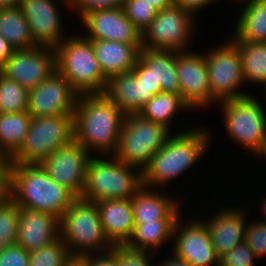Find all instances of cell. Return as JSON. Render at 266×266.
<instances>
[{
	"label": "cell",
	"mask_w": 266,
	"mask_h": 266,
	"mask_svg": "<svg viewBox=\"0 0 266 266\" xmlns=\"http://www.w3.org/2000/svg\"><path fill=\"white\" fill-rule=\"evenodd\" d=\"M194 127L171 133L165 145L156 152L142 171L143 186L163 189L172 180L189 172L196 162L208 154L214 135L205 126Z\"/></svg>",
	"instance_id": "obj_2"
},
{
	"label": "cell",
	"mask_w": 266,
	"mask_h": 266,
	"mask_svg": "<svg viewBox=\"0 0 266 266\" xmlns=\"http://www.w3.org/2000/svg\"><path fill=\"white\" fill-rule=\"evenodd\" d=\"M191 112L192 109L184 102L180 95L168 92H160L154 95L138 112L142 117L152 122L161 124L170 131L172 120L178 112Z\"/></svg>",
	"instance_id": "obj_29"
},
{
	"label": "cell",
	"mask_w": 266,
	"mask_h": 266,
	"mask_svg": "<svg viewBox=\"0 0 266 266\" xmlns=\"http://www.w3.org/2000/svg\"><path fill=\"white\" fill-rule=\"evenodd\" d=\"M0 35L14 50L30 49L36 45L30 32L28 22L19 6L0 8Z\"/></svg>",
	"instance_id": "obj_30"
},
{
	"label": "cell",
	"mask_w": 266,
	"mask_h": 266,
	"mask_svg": "<svg viewBox=\"0 0 266 266\" xmlns=\"http://www.w3.org/2000/svg\"><path fill=\"white\" fill-rule=\"evenodd\" d=\"M111 251L117 257L118 266H153L155 254L149 251L130 249L126 245L113 246Z\"/></svg>",
	"instance_id": "obj_37"
},
{
	"label": "cell",
	"mask_w": 266,
	"mask_h": 266,
	"mask_svg": "<svg viewBox=\"0 0 266 266\" xmlns=\"http://www.w3.org/2000/svg\"><path fill=\"white\" fill-rule=\"evenodd\" d=\"M221 206L218 207L219 209L216 208L217 212L213 210L214 214H208L211 215L208 218L204 217L206 219L198 217L206 224L219 258L245 242V226L248 216V211L242 206Z\"/></svg>",
	"instance_id": "obj_20"
},
{
	"label": "cell",
	"mask_w": 266,
	"mask_h": 266,
	"mask_svg": "<svg viewBox=\"0 0 266 266\" xmlns=\"http://www.w3.org/2000/svg\"><path fill=\"white\" fill-rule=\"evenodd\" d=\"M88 40L141 43V33L127 18L123 7L93 10L80 18ZM87 33V34H86Z\"/></svg>",
	"instance_id": "obj_19"
},
{
	"label": "cell",
	"mask_w": 266,
	"mask_h": 266,
	"mask_svg": "<svg viewBox=\"0 0 266 266\" xmlns=\"http://www.w3.org/2000/svg\"><path fill=\"white\" fill-rule=\"evenodd\" d=\"M259 101L248 95L216 104L223 115L227 136L251 156L261 148L266 137V112Z\"/></svg>",
	"instance_id": "obj_8"
},
{
	"label": "cell",
	"mask_w": 266,
	"mask_h": 266,
	"mask_svg": "<svg viewBox=\"0 0 266 266\" xmlns=\"http://www.w3.org/2000/svg\"><path fill=\"white\" fill-rule=\"evenodd\" d=\"M60 238L73 256L103 253L113 245L106 237L95 202L77 197L59 219Z\"/></svg>",
	"instance_id": "obj_6"
},
{
	"label": "cell",
	"mask_w": 266,
	"mask_h": 266,
	"mask_svg": "<svg viewBox=\"0 0 266 266\" xmlns=\"http://www.w3.org/2000/svg\"><path fill=\"white\" fill-rule=\"evenodd\" d=\"M173 132L138 113L127 114L114 156L142 172Z\"/></svg>",
	"instance_id": "obj_9"
},
{
	"label": "cell",
	"mask_w": 266,
	"mask_h": 266,
	"mask_svg": "<svg viewBox=\"0 0 266 266\" xmlns=\"http://www.w3.org/2000/svg\"><path fill=\"white\" fill-rule=\"evenodd\" d=\"M20 220L16 243L29 253L60 237L59 219L53 214L19 207Z\"/></svg>",
	"instance_id": "obj_21"
},
{
	"label": "cell",
	"mask_w": 266,
	"mask_h": 266,
	"mask_svg": "<svg viewBox=\"0 0 266 266\" xmlns=\"http://www.w3.org/2000/svg\"><path fill=\"white\" fill-rule=\"evenodd\" d=\"M18 6L28 22L36 46L55 49L67 37L60 9L64 10L66 6L70 12L69 0H20Z\"/></svg>",
	"instance_id": "obj_13"
},
{
	"label": "cell",
	"mask_w": 266,
	"mask_h": 266,
	"mask_svg": "<svg viewBox=\"0 0 266 266\" xmlns=\"http://www.w3.org/2000/svg\"><path fill=\"white\" fill-rule=\"evenodd\" d=\"M31 118L28 111L0 113V162L6 163L19 150Z\"/></svg>",
	"instance_id": "obj_27"
},
{
	"label": "cell",
	"mask_w": 266,
	"mask_h": 266,
	"mask_svg": "<svg viewBox=\"0 0 266 266\" xmlns=\"http://www.w3.org/2000/svg\"><path fill=\"white\" fill-rule=\"evenodd\" d=\"M13 51L14 48L10 43L0 35V68L4 65Z\"/></svg>",
	"instance_id": "obj_44"
},
{
	"label": "cell",
	"mask_w": 266,
	"mask_h": 266,
	"mask_svg": "<svg viewBox=\"0 0 266 266\" xmlns=\"http://www.w3.org/2000/svg\"><path fill=\"white\" fill-rule=\"evenodd\" d=\"M241 53L246 85L266 86V42L234 41Z\"/></svg>",
	"instance_id": "obj_31"
},
{
	"label": "cell",
	"mask_w": 266,
	"mask_h": 266,
	"mask_svg": "<svg viewBox=\"0 0 266 266\" xmlns=\"http://www.w3.org/2000/svg\"><path fill=\"white\" fill-rule=\"evenodd\" d=\"M104 94L125 115L138 113L153 97L146 96V88L132 71L110 77Z\"/></svg>",
	"instance_id": "obj_25"
},
{
	"label": "cell",
	"mask_w": 266,
	"mask_h": 266,
	"mask_svg": "<svg viewBox=\"0 0 266 266\" xmlns=\"http://www.w3.org/2000/svg\"><path fill=\"white\" fill-rule=\"evenodd\" d=\"M71 253L59 237L50 244L30 252L29 266H63Z\"/></svg>",
	"instance_id": "obj_34"
},
{
	"label": "cell",
	"mask_w": 266,
	"mask_h": 266,
	"mask_svg": "<svg viewBox=\"0 0 266 266\" xmlns=\"http://www.w3.org/2000/svg\"><path fill=\"white\" fill-rule=\"evenodd\" d=\"M7 195L22 208L53 214L58 219L77 198L52 180L41 164H6Z\"/></svg>",
	"instance_id": "obj_3"
},
{
	"label": "cell",
	"mask_w": 266,
	"mask_h": 266,
	"mask_svg": "<svg viewBox=\"0 0 266 266\" xmlns=\"http://www.w3.org/2000/svg\"><path fill=\"white\" fill-rule=\"evenodd\" d=\"M254 155L257 156L258 159L261 158L264 160V158H265V160H266V137H265V139L261 145V148Z\"/></svg>",
	"instance_id": "obj_49"
},
{
	"label": "cell",
	"mask_w": 266,
	"mask_h": 266,
	"mask_svg": "<svg viewBox=\"0 0 266 266\" xmlns=\"http://www.w3.org/2000/svg\"><path fill=\"white\" fill-rule=\"evenodd\" d=\"M19 220V206L6 195L0 201V251L16 243Z\"/></svg>",
	"instance_id": "obj_33"
},
{
	"label": "cell",
	"mask_w": 266,
	"mask_h": 266,
	"mask_svg": "<svg viewBox=\"0 0 266 266\" xmlns=\"http://www.w3.org/2000/svg\"><path fill=\"white\" fill-rule=\"evenodd\" d=\"M69 34L55 48L56 70L79 94L104 93L108 78L94 54L91 40Z\"/></svg>",
	"instance_id": "obj_5"
},
{
	"label": "cell",
	"mask_w": 266,
	"mask_h": 266,
	"mask_svg": "<svg viewBox=\"0 0 266 266\" xmlns=\"http://www.w3.org/2000/svg\"><path fill=\"white\" fill-rule=\"evenodd\" d=\"M124 118L125 114L104 93L79 94L74 139L93 156L114 155Z\"/></svg>",
	"instance_id": "obj_1"
},
{
	"label": "cell",
	"mask_w": 266,
	"mask_h": 266,
	"mask_svg": "<svg viewBox=\"0 0 266 266\" xmlns=\"http://www.w3.org/2000/svg\"><path fill=\"white\" fill-rule=\"evenodd\" d=\"M265 196H263L265 199H262L263 200L261 202L262 204L260 206H258L260 208L261 217H262V219L264 218V220H266V197Z\"/></svg>",
	"instance_id": "obj_50"
},
{
	"label": "cell",
	"mask_w": 266,
	"mask_h": 266,
	"mask_svg": "<svg viewBox=\"0 0 266 266\" xmlns=\"http://www.w3.org/2000/svg\"><path fill=\"white\" fill-rule=\"evenodd\" d=\"M122 7L127 18L141 34L157 15V10L145 0H125Z\"/></svg>",
	"instance_id": "obj_35"
},
{
	"label": "cell",
	"mask_w": 266,
	"mask_h": 266,
	"mask_svg": "<svg viewBox=\"0 0 266 266\" xmlns=\"http://www.w3.org/2000/svg\"><path fill=\"white\" fill-rule=\"evenodd\" d=\"M142 186V172L138 168L128 166L114 155H94L87 164L82 198L95 203L131 199Z\"/></svg>",
	"instance_id": "obj_4"
},
{
	"label": "cell",
	"mask_w": 266,
	"mask_h": 266,
	"mask_svg": "<svg viewBox=\"0 0 266 266\" xmlns=\"http://www.w3.org/2000/svg\"><path fill=\"white\" fill-rule=\"evenodd\" d=\"M28 109V90L0 73V113H19Z\"/></svg>",
	"instance_id": "obj_32"
},
{
	"label": "cell",
	"mask_w": 266,
	"mask_h": 266,
	"mask_svg": "<svg viewBox=\"0 0 266 266\" xmlns=\"http://www.w3.org/2000/svg\"><path fill=\"white\" fill-rule=\"evenodd\" d=\"M169 256H164V259H160L159 263L155 266H191L186 260L174 255L172 252H169ZM168 257V258H166Z\"/></svg>",
	"instance_id": "obj_43"
},
{
	"label": "cell",
	"mask_w": 266,
	"mask_h": 266,
	"mask_svg": "<svg viewBox=\"0 0 266 266\" xmlns=\"http://www.w3.org/2000/svg\"><path fill=\"white\" fill-rule=\"evenodd\" d=\"M241 14V15H240ZM233 41L266 42V0H251L240 9Z\"/></svg>",
	"instance_id": "obj_26"
},
{
	"label": "cell",
	"mask_w": 266,
	"mask_h": 266,
	"mask_svg": "<svg viewBox=\"0 0 266 266\" xmlns=\"http://www.w3.org/2000/svg\"><path fill=\"white\" fill-rule=\"evenodd\" d=\"M175 223L176 220H158L135 224L133 235L126 246L134 250L155 253L166 242L171 245L172 241L170 240H172Z\"/></svg>",
	"instance_id": "obj_28"
},
{
	"label": "cell",
	"mask_w": 266,
	"mask_h": 266,
	"mask_svg": "<svg viewBox=\"0 0 266 266\" xmlns=\"http://www.w3.org/2000/svg\"><path fill=\"white\" fill-rule=\"evenodd\" d=\"M225 41L223 44L220 43L218 46L210 48L211 50L208 49V52H204L211 99L216 104L250 95L247 91L241 90L242 86L246 85L241 53L230 37Z\"/></svg>",
	"instance_id": "obj_11"
},
{
	"label": "cell",
	"mask_w": 266,
	"mask_h": 266,
	"mask_svg": "<svg viewBox=\"0 0 266 266\" xmlns=\"http://www.w3.org/2000/svg\"><path fill=\"white\" fill-rule=\"evenodd\" d=\"M104 233L113 246L126 245L135 223L131 199H109L96 203Z\"/></svg>",
	"instance_id": "obj_23"
},
{
	"label": "cell",
	"mask_w": 266,
	"mask_h": 266,
	"mask_svg": "<svg viewBox=\"0 0 266 266\" xmlns=\"http://www.w3.org/2000/svg\"><path fill=\"white\" fill-rule=\"evenodd\" d=\"M150 3L157 11L167 8L173 4V0H145Z\"/></svg>",
	"instance_id": "obj_47"
},
{
	"label": "cell",
	"mask_w": 266,
	"mask_h": 266,
	"mask_svg": "<svg viewBox=\"0 0 266 266\" xmlns=\"http://www.w3.org/2000/svg\"><path fill=\"white\" fill-rule=\"evenodd\" d=\"M54 71L55 49L43 46L14 50L0 68L1 74L15 80L28 91L37 87Z\"/></svg>",
	"instance_id": "obj_16"
},
{
	"label": "cell",
	"mask_w": 266,
	"mask_h": 266,
	"mask_svg": "<svg viewBox=\"0 0 266 266\" xmlns=\"http://www.w3.org/2000/svg\"><path fill=\"white\" fill-rule=\"evenodd\" d=\"M92 155L73 139L48 156L41 166L49 177L76 197L83 196L87 164Z\"/></svg>",
	"instance_id": "obj_18"
},
{
	"label": "cell",
	"mask_w": 266,
	"mask_h": 266,
	"mask_svg": "<svg viewBox=\"0 0 266 266\" xmlns=\"http://www.w3.org/2000/svg\"><path fill=\"white\" fill-rule=\"evenodd\" d=\"M263 90V92H265V94H264V97H266V86L264 87V89H262ZM266 101V100H265Z\"/></svg>",
	"instance_id": "obj_52"
},
{
	"label": "cell",
	"mask_w": 266,
	"mask_h": 266,
	"mask_svg": "<svg viewBox=\"0 0 266 266\" xmlns=\"http://www.w3.org/2000/svg\"><path fill=\"white\" fill-rule=\"evenodd\" d=\"M20 0H0V8L15 7L19 5Z\"/></svg>",
	"instance_id": "obj_48"
},
{
	"label": "cell",
	"mask_w": 266,
	"mask_h": 266,
	"mask_svg": "<svg viewBox=\"0 0 266 266\" xmlns=\"http://www.w3.org/2000/svg\"><path fill=\"white\" fill-rule=\"evenodd\" d=\"M91 42L100 68L108 79L116 74L131 72L141 49V43L109 40H91Z\"/></svg>",
	"instance_id": "obj_24"
},
{
	"label": "cell",
	"mask_w": 266,
	"mask_h": 266,
	"mask_svg": "<svg viewBox=\"0 0 266 266\" xmlns=\"http://www.w3.org/2000/svg\"><path fill=\"white\" fill-rule=\"evenodd\" d=\"M74 139V115L32 117L19 150L6 164H41Z\"/></svg>",
	"instance_id": "obj_7"
},
{
	"label": "cell",
	"mask_w": 266,
	"mask_h": 266,
	"mask_svg": "<svg viewBox=\"0 0 266 266\" xmlns=\"http://www.w3.org/2000/svg\"><path fill=\"white\" fill-rule=\"evenodd\" d=\"M88 266H118L117 257L109 250L103 253L86 255Z\"/></svg>",
	"instance_id": "obj_41"
},
{
	"label": "cell",
	"mask_w": 266,
	"mask_h": 266,
	"mask_svg": "<svg viewBox=\"0 0 266 266\" xmlns=\"http://www.w3.org/2000/svg\"><path fill=\"white\" fill-rule=\"evenodd\" d=\"M63 266H88L87 257L71 255Z\"/></svg>",
	"instance_id": "obj_46"
},
{
	"label": "cell",
	"mask_w": 266,
	"mask_h": 266,
	"mask_svg": "<svg viewBox=\"0 0 266 266\" xmlns=\"http://www.w3.org/2000/svg\"><path fill=\"white\" fill-rule=\"evenodd\" d=\"M159 191L156 188L142 186L131 198L135 224L177 220L184 213L181 209L182 202L179 203L180 199L177 200L176 197L165 193L166 191L163 193L162 189Z\"/></svg>",
	"instance_id": "obj_22"
},
{
	"label": "cell",
	"mask_w": 266,
	"mask_h": 266,
	"mask_svg": "<svg viewBox=\"0 0 266 266\" xmlns=\"http://www.w3.org/2000/svg\"><path fill=\"white\" fill-rule=\"evenodd\" d=\"M245 242L257 258L266 256V220L251 218L246 221Z\"/></svg>",
	"instance_id": "obj_36"
},
{
	"label": "cell",
	"mask_w": 266,
	"mask_h": 266,
	"mask_svg": "<svg viewBox=\"0 0 266 266\" xmlns=\"http://www.w3.org/2000/svg\"><path fill=\"white\" fill-rule=\"evenodd\" d=\"M79 93L56 70L28 91V113L32 117L74 115Z\"/></svg>",
	"instance_id": "obj_17"
},
{
	"label": "cell",
	"mask_w": 266,
	"mask_h": 266,
	"mask_svg": "<svg viewBox=\"0 0 266 266\" xmlns=\"http://www.w3.org/2000/svg\"><path fill=\"white\" fill-rule=\"evenodd\" d=\"M217 1L218 0H173V3L182 8L188 9L196 15L200 10H203L206 7L208 8V6Z\"/></svg>",
	"instance_id": "obj_42"
},
{
	"label": "cell",
	"mask_w": 266,
	"mask_h": 266,
	"mask_svg": "<svg viewBox=\"0 0 266 266\" xmlns=\"http://www.w3.org/2000/svg\"><path fill=\"white\" fill-rule=\"evenodd\" d=\"M258 259L246 242H243L221 256L219 266H256L254 262Z\"/></svg>",
	"instance_id": "obj_38"
},
{
	"label": "cell",
	"mask_w": 266,
	"mask_h": 266,
	"mask_svg": "<svg viewBox=\"0 0 266 266\" xmlns=\"http://www.w3.org/2000/svg\"><path fill=\"white\" fill-rule=\"evenodd\" d=\"M182 215L173 228L171 252L191 266H219V257L206 224L198 217L185 222Z\"/></svg>",
	"instance_id": "obj_12"
},
{
	"label": "cell",
	"mask_w": 266,
	"mask_h": 266,
	"mask_svg": "<svg viewBox=\"0 0 266 266\" xmlns=\"http://www.w3.org/2000/svg\"><path fill=\"white\" fill-rule=\"evenodd\" d=\"M125 0H69L70 10L78 13L79 19L88 12L105 8L122 7Z\"/></svg>",
	"instance_id": "obj_39"
},
{
	"label": "cell",
	"mask_w": 266,
	"mask_h": 266,
	"mask_svg": "<svg viewBox=\"0 0 266 266\" xmlns=\"http://www.w3.org/2000/svg\"><path fill=\"white\" fill-rule=\"evenodd\" d=\"M219 1V0H218ZM233 1H236V2H239L240 3V1L242 2V3H240V4H242L243 6L244 5H246L247 3H249L251 0H233Z\"/></svg>",
	"instance_id": "obj_51"
},
{
	"label": "cell",
	"mask_w": 266,
	"mask_h": 266,
	"mask_svg": "<svg viewBox=\"0 0 266 266\" xmlns=\"http://www.w3.org/2000/svg\"><path fill=\"white\" fill-rule=\"evenodd\" d=\"M30 253L18 243L0 251V266H29Z\"/></svg>",
	"instance_id": "obj_40"
},
{
	"label": "cell",
	"mask_w": 266,
	"mask_h": 266,
	"mask_svg": "<svg viewBox=\"0 0 266 266\" xmlns=\"http://www.w3.org/2000/svg\"><path fill=\"white\" fill-rule=\"evenodd\" d=\"M132 72L146 88V96H154L162 91L181 96L176 51L141 48Z\"/></svg>",
	"instance_id": "obj_14"
},
{
	"label": "cell",
	"mask_w": 266,
	"mask_h": 266,
	"mask_svg": "<svg viewBox=\"0 0 266 266\" xmlns=\"http://www.w3.org/2000/svg\"><path fill=\"white\" fill-rule=\"evenodd\" d=\"M176 71L181 97L192 109V112L216 105L211 99L204 51L200 53L199 51L194 52L193 49L176 51Z\"/></svg>",
	"instance_id": "obj_15"
},
{
	"label": "cell",
	"mask_w": 266,
	"mask_h": 266,
	"mask_svg": "<svg viewBox=\"0 0 266 266\" xmlns=\"http://www.w3.org/2000/svg\"><path fill=\"white\" fill-rule=\"evenodd\" d=\"M7 195V165L0 162V201Z\"/></svg>",
	"instance_id": "obj_45"
},
{
	"label": "cell",
	"mask_w": 266,
	"mask_h": 266,
	"mask_svg": "<svg viewBox=\"0 0 266 266\" xmlns=\"http://www.w3.org/2000/svg\"><path fill=\"white\" fill-rule=\"evenodd\" d=\"M196 16L174 3L157 11L153 21L141 34V48L177 52L190 50L192 45L195 46Z\"/></svg>",
	"instance_id": "obj_10"
}]
</instances>
